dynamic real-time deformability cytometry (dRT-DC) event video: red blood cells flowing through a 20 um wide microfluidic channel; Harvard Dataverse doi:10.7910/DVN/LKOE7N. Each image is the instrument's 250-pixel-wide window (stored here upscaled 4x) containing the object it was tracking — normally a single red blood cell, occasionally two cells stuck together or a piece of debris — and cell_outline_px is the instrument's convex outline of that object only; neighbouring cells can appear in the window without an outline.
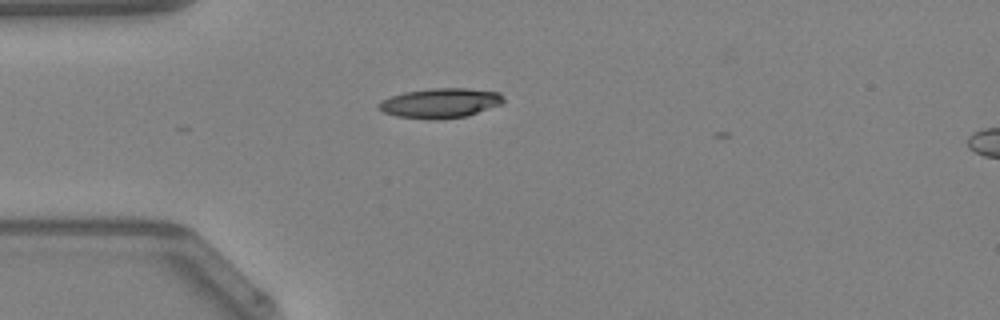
{"species": "Egyptian fruit bat (a non-hibernating species)", "species_latin": "Rousettus aegyptiacus", "temperature_condition": "warm", "stored_images_in_passage": 4, "camera_frame_rate_fps": 3000, "um_per_image_px": 0.085, "animal": {"sex": "female"}, "frame": {"image": 1, "passage_image": 2, "time_ms": 0.333, "image_size_px": [1000, 320], "cell_outline_px": [[504, 100], [500, 104], [468, 116], [432, 120], [428, 120], [396, 116], [384, 112], [376, 108], [376, 104], [380, 100], [404, 92], [432, 88], [468, 88], [500, 92], [504, 96]], "centroid_in_image_um": [37.39, 8.76], "position_along_channel_um": 47.6, "area_um2": 21.85}}